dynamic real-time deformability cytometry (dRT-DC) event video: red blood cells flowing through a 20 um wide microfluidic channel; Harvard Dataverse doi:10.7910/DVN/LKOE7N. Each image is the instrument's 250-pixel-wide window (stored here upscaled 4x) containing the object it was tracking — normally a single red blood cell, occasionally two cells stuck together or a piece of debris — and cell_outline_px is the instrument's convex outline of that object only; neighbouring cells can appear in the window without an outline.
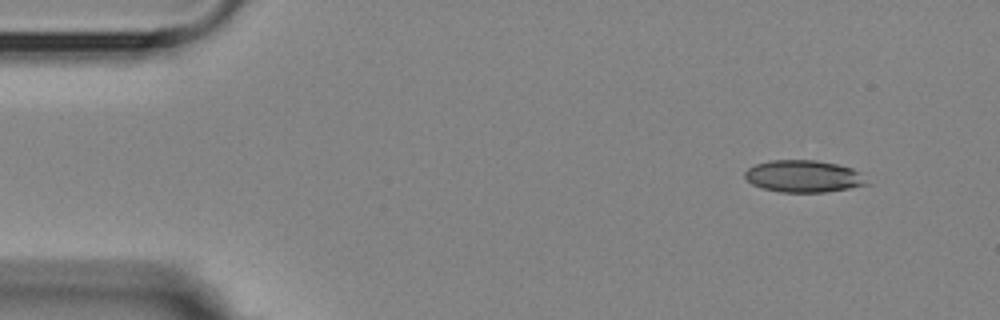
{"species": "Egyptian fruit bat (a non-hibernating species)", "species_latin": "Rousettus aegyptiacus", "temperature_condition": "room temperature", "stored_images_in_passage": 6, "camera_frame_rate_fps": 3000, "um_per_image_px": 0.085, "animal": {"sex": "female"}, "frame": {"image": 1, "passage_image": 1, "time_ms": 0.0, "image_size_px": [1000, 320], "cell_outline_px": [[872, 184], [824, 192], [780, 192], [764, 188], [752, 184], [744, 176], [744, 172], [748, 168], [756, 164], [772, 160], [816, 160], [836, 164], [852, 168], [860, 172]], "centroid_in_image_um": [68.34, 14.98], "position_along_channel_um": 16.7, "area_um2": 22.77}}
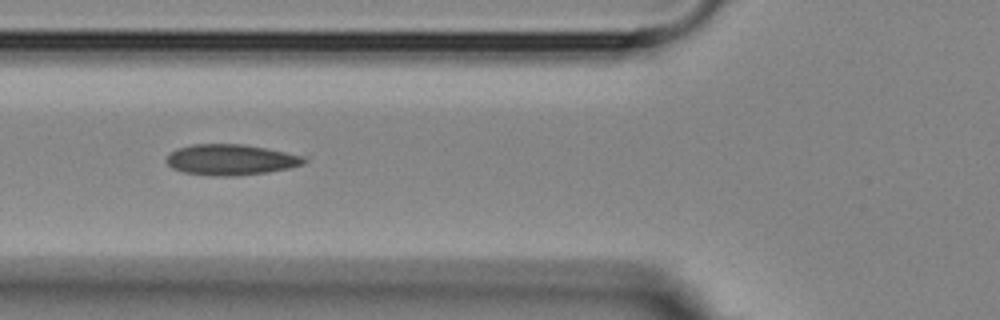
{"frame": {"image": 2, "passage_image": 4, "time_ms": 5.0, "image_size_px": [1000, 320], "cell_outline_px": [[308, 160], [304, 164], [288, 168], [268, 172], [236, 176], [220, 176], [184, 172], [172, 168], [164, 160], [176, 148], [192, 144], [244, 144], [304, 156]], "centroid_in_image_um": [19.61, 13.57], "position_along_channel_um": 106.2, "area_um2": 24.57}}
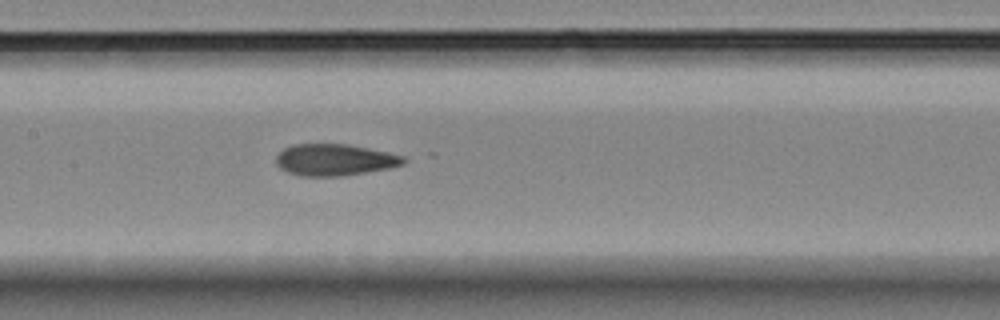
{"frame": {"image": 3, "passage_image": 6, "time_ms": 7.0, "image_size_px": [1000, 320], "cell_outline_px": [[408, 160], [404, 164], [388, 168], [340, 176], [300, 176], [288, 172], [280, 168], [276, 164], [276, 156], [284, 148], [292, 144], [348, 144], [388, 152], [404, 156]], "centroid_in_image_um": [28.44, 13.58], "position_along_channel_um": 179.0, "area_um2": 23.47}}